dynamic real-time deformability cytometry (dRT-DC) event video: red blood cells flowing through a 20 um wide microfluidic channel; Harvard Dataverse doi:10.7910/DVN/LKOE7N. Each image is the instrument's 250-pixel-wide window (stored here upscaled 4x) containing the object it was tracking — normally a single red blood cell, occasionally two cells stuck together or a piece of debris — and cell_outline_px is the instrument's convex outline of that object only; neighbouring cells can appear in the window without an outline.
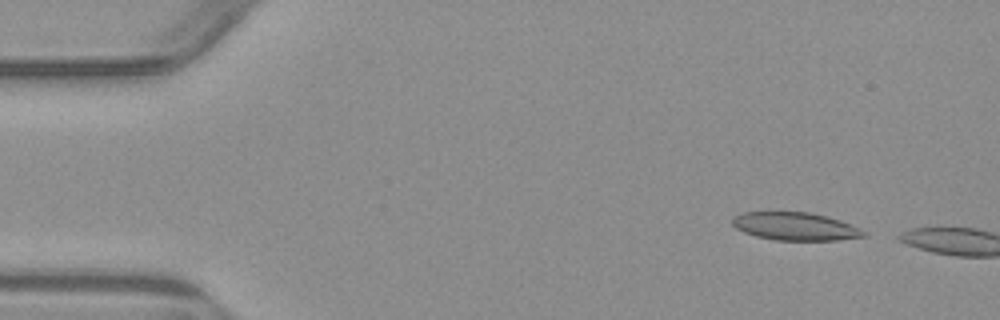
{"species": "common noctule bat (a hibernating species)", "species_latin": "Nyctalus noctula", "temperature_condition": "warm", "stored_images_in_passage": 3, "camera_frame_rate_fps": 3000, "um_per_image_px": 0.085, "animal": {"sex": "male", "body_mass_g": 23.1, "forearm_length_mm": 52.7}, "frame": {"image": 1, "passage_image": 1, "time_ms": 0.0, "image_size_px": [1000, 320], "cell_outline_px": [[868, 236], [836, 240], [776, 240], [756, 236], [744, 232], [736, 228], [732, 224], [732, 216], [744, 212], [808, 212], [828, 216], [852, 224], [868, 232]], "centroid_in_image_um": [67.63, 19.24], "position_along_channel_um": 17.4, "area_um2": 21.56}}